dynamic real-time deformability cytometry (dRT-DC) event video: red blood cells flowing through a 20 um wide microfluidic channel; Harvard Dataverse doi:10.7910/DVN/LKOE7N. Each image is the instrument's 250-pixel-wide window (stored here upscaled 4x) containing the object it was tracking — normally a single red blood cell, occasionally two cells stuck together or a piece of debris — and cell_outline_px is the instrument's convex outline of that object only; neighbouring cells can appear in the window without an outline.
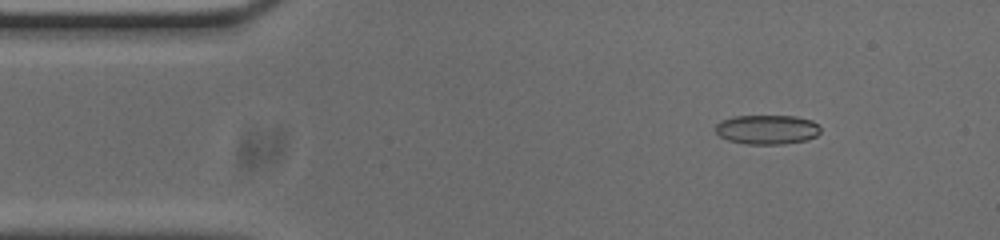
{"species": "common noctule bat (a hibernating species)", "species_latin": "Nyctalus noctula", "temperature_condition": "cold", "stored_images_in_passage": 53, "camera_frame_rate_fps": 3000, "um_per_image_px": 0.085, "animal": {"sex": "male", "body_mass_g": 20.0, "forearm_length_mm": 53.3}, "frame": {"image": 1, "passage_image": 6, "time_ms": 1.667, "image_size_px": [1000, 240], "cell_outline_px": [[820, 132], [816, 136], [808, 140], [784, 144], [748, 144], [728, 140], [720, 136], [716, 132], [716, 124], [724, 120], [736, 116], [796, 116], [812, 120], [820, 128]], "centroid_in_image_um": [65.24, 11.01], "position_along_channel_um": 19.8, "area_um2": 17.92}}
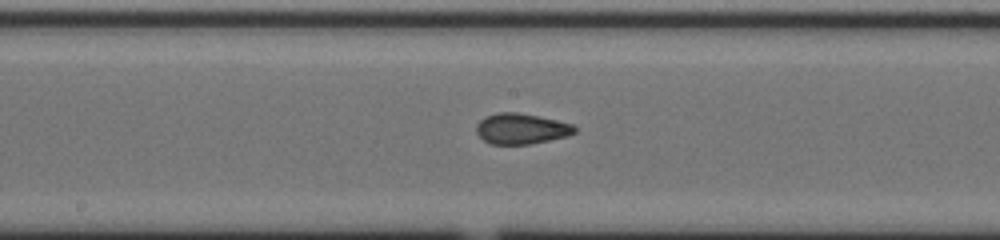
{"frame": {"image": 2, "passage_image": 26, "time_ms": 8.333, "image_size_px": [1000, 240], "cell_outline_px": [[576, 132], [568, 136], [528, 144], [492, 144], [484, 140], [476, 132], [476, 124], [484, 116], [496, 112], [516, 112], [556, 120], [572, 124], [576, 128]], "centroid_in_image_um": [44.28, 10.93], "position_along_channel_um": 203.9, "area_um2": 17.46}}
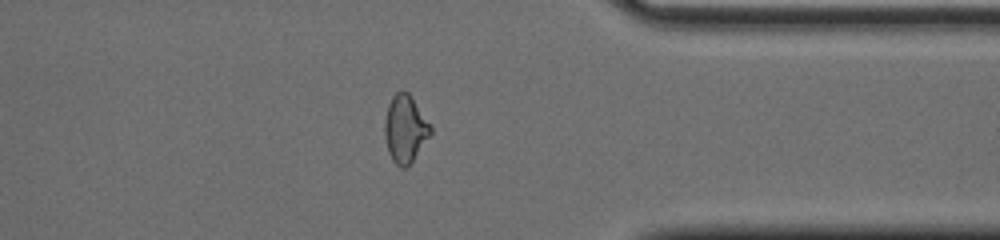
{"frame": {"image": 3, "passage_image": 41, "time_ms": 13.333, "image_size_px": [1000, 240], "cell_outline_px": [[432, 132], [412, 160], [404, 168], [400, 168], [392, 160], [388, 152], [384, 136], [384, 120], [388, 104], [392, 96], [400, 88], [404, 88], [412, 96], [432, 124]], "centroid_in_image_um": [34.43, 10.88], "position_along_channel_um": 377.0, "area_um2": 18.38}, "authors_computed_cell_mechanics": {"area_um2": 17.5712, "velocity_mm_per_s": 3.7237, "shape_relaxation_time_tau1_ms": 10.6287, "shape_relaxation_time_tau2_ms": 1.779, "deformation_change_tau1": 0.2458, "deformation_change_tau2": 0.0903}}